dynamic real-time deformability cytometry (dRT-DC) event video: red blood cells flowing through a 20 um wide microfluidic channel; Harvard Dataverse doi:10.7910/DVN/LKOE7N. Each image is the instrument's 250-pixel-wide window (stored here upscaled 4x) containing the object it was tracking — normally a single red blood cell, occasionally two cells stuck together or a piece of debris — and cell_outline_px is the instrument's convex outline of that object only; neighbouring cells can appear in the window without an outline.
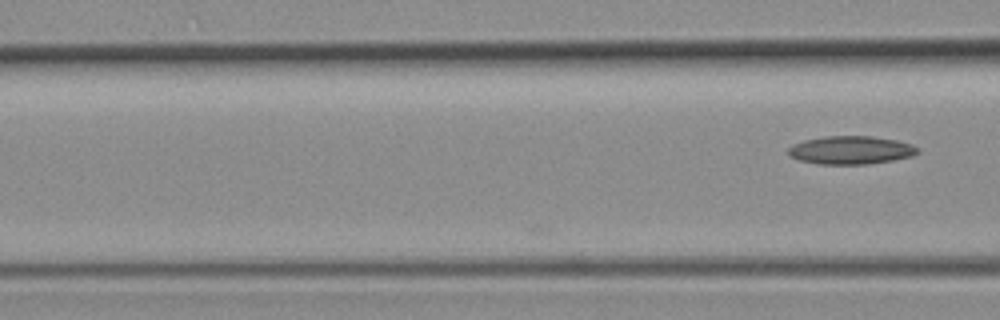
{"species": "common noctule bat (a hibernating species)", "species_latin": "Nyctalus noctula", "temperature_condition": "room temperature", "stored_images_in_passage": 4, "camera_frame_rate_fps": 3000, "um_per_image_px": 0.085, "animal": {"sex": "female", "body_mass_g": 19.3, "forearm_length_mm": 54.1}, "frame": {"image": 1, "passage_image": 4, "time_ms": 1.0, "image_size_px": [1000, 320], "cell_outline_px": [[920, 152], [912, 156], [892, 160], [868, 164], [816, 164], [800, 160], [788, 156], [788, 148], [792, 144], [804, 140], [824, 136], [872, 136], [896, 140], [912, 144], [920, 148]], "centroid_in_image_um": [72.32, 12.76], "position_along_channel_um": 94.3, "area_um2": 21.44}}